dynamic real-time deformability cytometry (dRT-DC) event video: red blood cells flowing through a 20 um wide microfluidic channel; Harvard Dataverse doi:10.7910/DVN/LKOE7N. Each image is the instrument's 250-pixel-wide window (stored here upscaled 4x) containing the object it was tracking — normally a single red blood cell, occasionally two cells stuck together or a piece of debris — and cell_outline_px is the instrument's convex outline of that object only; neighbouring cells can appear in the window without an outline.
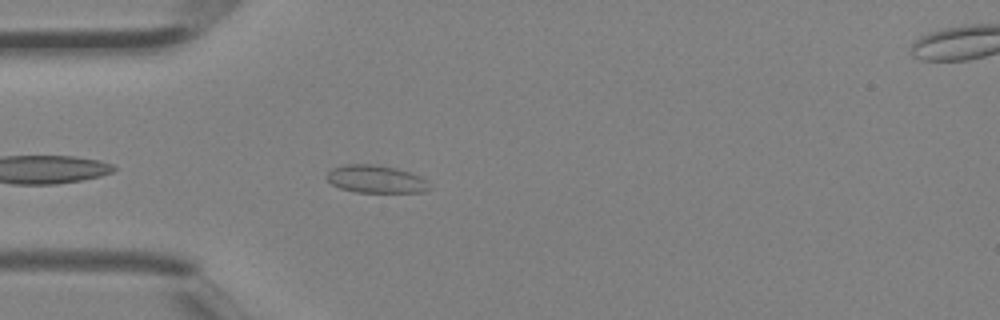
{"species": "Egyptian fruit bat (a non-hibernating species)", "species_latin": "Rousettus aegyptiacus", "temperature_condition": "room temperature", "stored_images_in_passage": 4, "camera_frame_rate_fps": 3000, "um_per_image_px": 0.085, "animal": {"sex": "female"}, "frame": {"image": 1, "passage_image": 3, "time_ms": 0.667, "image_size_px": [1000, 320], "cell_outline_px": [[432, 188], [424, 192], [356, 192], [340, 188], [332, 184], [324, 176], [332, 168], [344, 164], [376, 164], [396, 168], [420, 176]], "centroid_in_image_um": [31.92, 15.22], "position_along_channel_um": 53.1, "area_um2": 16.59}}